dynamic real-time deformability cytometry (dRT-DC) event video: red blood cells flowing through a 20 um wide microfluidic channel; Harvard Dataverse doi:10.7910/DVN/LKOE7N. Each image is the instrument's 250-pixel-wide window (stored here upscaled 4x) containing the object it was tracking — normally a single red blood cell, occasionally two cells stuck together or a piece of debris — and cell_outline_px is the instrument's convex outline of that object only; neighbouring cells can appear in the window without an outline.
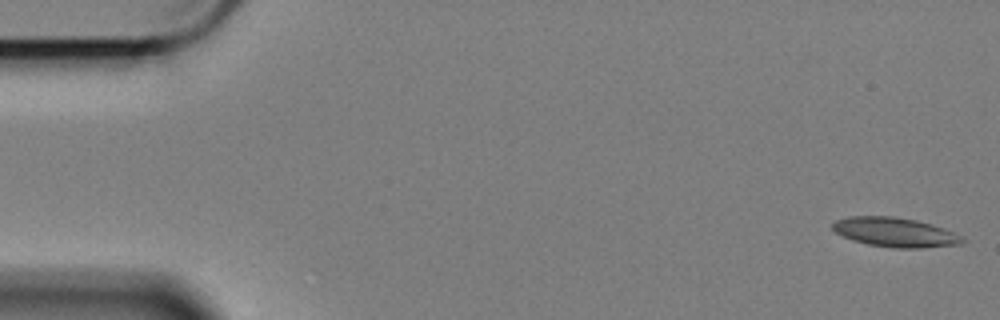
{"species": "Egyptian fruit bat (a non-hibernating species)", "species_latin": "Rousettus aegyptiacus", "temperature_condition": "cold", "stored_images_in_passage": 20, "camera_frame_rate_fps": 3000, "um_per_image_px": 0.085, "animal": {"sex": "female"}, "frame": {"image": 1, "passage_image": 1, "time_ms": 0.0, "image_size_px": [1000, 320], "cell_outline_px": [[968, 240], [960, 244], [920, 248], [892, 248], [868, 244], [852, 240], [836, 232], [832, 228], [832, 224], [836, 220], [848, 216], [892, 216], [916, 220], [932, 224], [944, 228], [964, 236]], "centroid_in_image_um": [76.12, 19.74], "position_along_channel_um": 8.9, "area_um2": 22.37}}
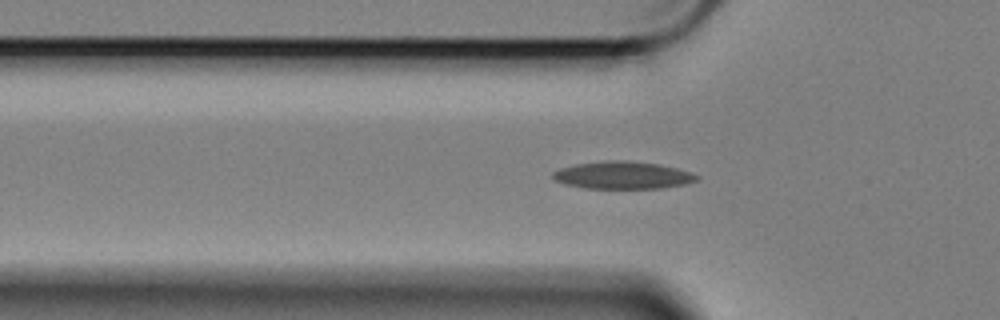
{"frame": {"image": 2, "passage_image": 18, "time_ms": 5.667, "image_size_px": [1000, 320], "cell_outline_px": [[700, 176], [696, 180], [684, 184], [660, 188], [584, 188], [564, 184], [556, 180], [552, 176], [552, 172], [560, 168], [576, 164], [612, 160], [624, 160], [660, 164], [676, 168]], "centroid_in_image_um": [52.9, 14.89], "position_along_channel_um": 72.9, "area_um2": 22.77}}